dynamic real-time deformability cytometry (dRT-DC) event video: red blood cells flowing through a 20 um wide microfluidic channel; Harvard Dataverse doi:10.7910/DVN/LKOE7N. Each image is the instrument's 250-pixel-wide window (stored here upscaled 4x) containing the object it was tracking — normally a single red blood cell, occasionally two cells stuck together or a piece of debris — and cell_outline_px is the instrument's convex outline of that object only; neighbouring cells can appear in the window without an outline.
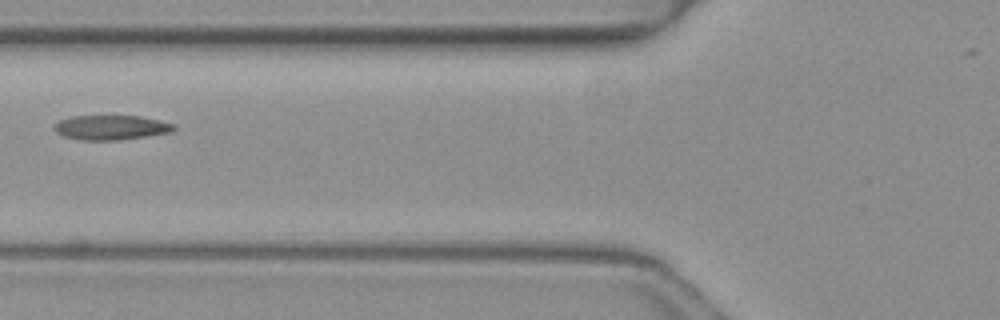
{"species": "common noctule bat (a hibernating species)", "species_latin": "Nyctalus noctula", "temperature_condition": "warm", "stored_images_in_passage": 5, "camera_frame_rate_fps": 3000, "um_per_image_px": 0.085, "animal": {"sex": "female", "body_mass_g": 19.3, "forearm_length_mm": 54.1}, "frame": {"image": 1, "passage_image": 4, "time_ms": 1.0, "image_size_px": [1000, 320], "cell_outline_px": [[176, 128], [172, 132], [116, 140], [84, 140], [64, 136], [56, 132], [52, 128], [60, 120], [72, 116], [140, 116], [176, 124]], "centroid_in_image_um": [9.45, 10.83], "position_along_channel_um": 116.4, "area_um2": 16.99}}
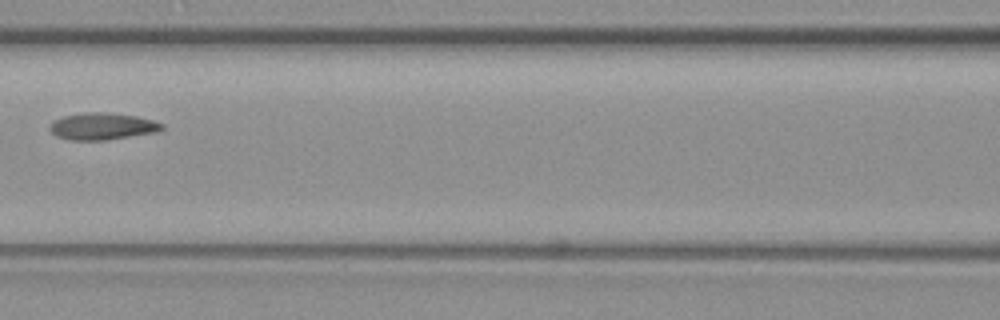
{"frame": {"image": 2, "passage_image": 5, "time_ms": 1.333, "image_size_px": [1000, 320], "cell_outline_px": [[164, 128], [160, 132], [104, 140], [72, 140], [56, 136], [48, 128], [52, 120], [64, 116], [84, 112], [104, 112], [136, 116], [152, 120], [164, 124]], "centroid_in_image_um": [8.7, 10.73], "position_along_channel_um": 157.9, "area_um2": 17.69}}